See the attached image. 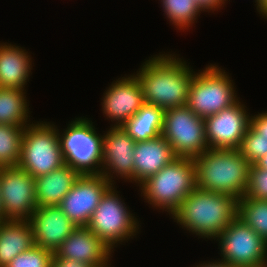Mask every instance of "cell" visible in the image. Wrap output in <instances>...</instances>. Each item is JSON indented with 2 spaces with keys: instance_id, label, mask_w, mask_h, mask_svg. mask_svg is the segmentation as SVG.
Wrapping results in <instances>:
<instances>
[{
  "instance_id": "6da1fadb",
  "label": "cell",
  "mask_w": 267,
  "mask_h": 267,
  "mask_svg": "<svg viewBox=\"0 0 267 267\" xmlns=\"http://www.w3.org/2000/svg\"><path fill=\"white\" fill-rule=\"evenodd\" d=\"M175 54L153 55L135 75L141 84L146 104L163 110L186 106L195 71Z\"/></svg>"
},
{
  "instance_id": "7a4b0ae2",
  "label": "cell",
  "mask_w": 267,
  "mask_h": 267,
  "mask_svg": "<svg viewBox=\"0 0 267 267\" xmlns=\"http://www.w3.org/2000/svg\"><path fill=\"white\" fill-rule=\"evenodd\" d=\"M236 214L237 200L234 197L195 188L182 200L172 218L199 238L215 239Z\"/></svg>"
},
{
  "instance_id": "3957f363",
  "label": "cell",
  "mask_w": 267,
  "mask_h": 267,
  "mask_svg": "<svg viewBox=\"0 0 267 267\" xmlns=\"http://www.w3.org/2000/svg\"><path fill=\"white\" fill-rule=\"evenodd\" d=\"M193 161L196 188L236 200L245 196L251 164L239 149L208 148Z\"/></svg>"
},
{
  "instance_id": "277c9868",
  "label": "cell",
  "mask_w": 267,
  "mask_h": 267,
  "mask_svg": "<svg viewBox=\"0 0 267 267\" xmlns=\"http://www.w3.org/2000/svg\"><path fill=\"white\" fill-rule=\"evenodd\" d=\"M139 187L146 202L172 216L182 200L196 188L194 161L192 158L177 157Z\"/></svg>"
},
{
  "instance_id": "5b68a950",
  "label": "cell",
  "mask_w": 267,
  "mask_h": 267,
  "mask_svg": "<svg viewBox=\"0 0 267 267\" xmlns=\"http://www.w3.org/2000/svg\"><path fill=\"white\" fill-rule=\"evenodd\" d=\"M64 164L58 127L46 121L28 124L23 131L18 167L37 178Z\"/></svg>"
},
{
  "instance_id": "8992f818",
  "label": "cell",
  "mask_w": 267,
  "mask_h": 267,
  "mask_svg": "<svg viewBox=\"0 0 267 267\" xmlns=\"http://www.w3.org/2000/svg\"><path fill=\"white\" fill-rule=\"evenodd\" d=\"M230 78L225 70L215 64L198 71L192 79L186 106L201 118L232 106L240 97H237Z\"/></svg>"
},
{
  "instance_id": "52a82bcc",
  "label": "cell",
  "mask_w": 267,
  "mask_h": 267,
  "mask_svg": "<svg viewBox=\"0 0 267 267\" xmlns=\"http://www.w3.org/2000/svg\"><path fill=\"white\" fill-rule=\"evenodd\" d=\"M112 185L102 196L87 227L112 251L138 233L139 221L125 206L123 198Z\"/></svg>"
},
{
  "instance_id": "ba28073f",
  "label": "cell",
  "mask_w": 267,
  "mask_h": 267,
  "mask_svg": "<svg viewBox=\"0 0 267 267\" xmlns=\"http://www.w3.org/2000/svg\"><path fill=\"white\" fill-rule=\"evenodd\" d=\"M58 135L64 162L80 174H100L102 164V137L93 122L78 117Z\"/></svg>"
},
{
  "instance_id": "9c48e42d",
  "label": "cell",
  "mask_w": 267,
  "mask_h": 267,
  "mask_svg": "<svg viewBox=\"0 0 267 267\" xmlns=\"http://www.w3.org/2000/svg\"><path fill=\"white\" fill-rule=\"evenodd\" d=\"M214 240L221 262L232 267H267V242L237 216Z\"/></svg>"
},
{
  "instance_id": "30bf717a",
  "label": "cell",
  "mask_w": 267,
  "mask_h": 267,
  "mask_svg": "<svg viewBox=\"0 0 267 267\" xmlns=\"http://www.w3.org/2000/svg\"><path fill=\"white\" fill-rule=\"evenodd\" d=\"M161 135L171 145L176 157H198L208 149L204 118L187 106L164 110Z\"/></svg>"
},
{
  "instance_id": "8fae6325",
  "label": "cell",
  "mask_w": 267,
  "mask_h": 267,
  "mask_svg": "<svg viewBox=\"0 0 267 267\" xmlns=\"http://www.w3.org/2000/svg\"><path fill=\"white\" fill-rule=\"evenodd\" d=\"M0 201L5 220H29L37 208L35 178L17 167H0Z\"/></svg>"
},
{
  "instance_id": "7c38bea8",
  "label": "cell",
  "mask_w": 267,
  "mask_h": 267,
  "mask_svg": "<svg viewBox=\"0 0 267 267\" xmlns=\"http://www.w3.org/2000/svg\"><path fill=\"white\" fill-rule=\"evenodd\" d=\"M112 185L101 174H80L58 206L75 225L87 226L102 196Z\"/></svg>"
},
{
  "instance_id": "4fadbf2b",
  "label": "cell",
  "mask_w": 267,
  "mask_h": 267,
  "mask_svg": "<svg viewBox=\"0 0 267 267\" xmlns=\"http://www.w3.org/2000/svg\"><path fill=\"white\" fill-rule=\"evenodd\" d=\"M251 116L238 100L219 113L204 118L208 148L239 149Z\"/></svg>"
},
{
  "instance_id": "5bb4252c",
  "label": "cell",
  "mask_w": 267,
  "mask_h": 267,
  "mask_svg": "<svg viewBox=\"0 0 267 267\" xmlns=\"http://www.w3.org/2000/svg\"><path fill=\"white\" fill-rule=\"evenodd\" d=\"M111 128L102 137V164L100 174L111 184L117 176L134 182L135 141L122 126ZM115 174V176H114ZM114 176V177H113Z\"/></svg>"
},
{
  "instance_id": "9a60e30c",
  "label": "cell",
  "mask_w": 267,
  "mask_h": 267,
  "mask_svg": "<svg viewBox=\"0 0 267 267\" xmlns=\"http://www.w3.org/2000/svg\"><path fill=\"white\" fill-rule=\"evenodd\" d=\"M119 79L104 91L101 103L103 115L114 121L111 126L115 127L122 126L145 104L142 87L135 74Z\"/></svg>"
},
{
  "instance_id": "2e32d148",
  "label": "cell",
  "mask_w": 267,
  "mask_h": 267,
  "mask_svg": "<svg viewBox=\"0 0 267 267\" xmlns=\"http://www.w3.org/2000/svg\"><path fill=\"white\" fill-rule=\"evenodd\" d=\"M35 245L53 253L78 227L58 205L37 207L29 219Z\"/></svg>"
},
{
  "instance_id": "e0dca14e",
  "label": "cell",
  "mask_w": 267,
  "mask_h": 267,
  "mask_svg": "<svg viewBox=\"0 0 267 267\" xmlns=\"http://www.w3.org/2000/svg\"><path fill=\"white\" fill-rule=\"evenodd\" d=\"M112 252L87 226H79L62 242L53 255L84 262L94 267H105L111 265L109 262Z\"/></svg>"
},
{
  "instance_id": "ac0fdd59",
  "label": "cell",
  "mask_w": 267,
  "mask_h": 267,
  "mask_svg": "<svg viewBox=\"0 0 267 267\" xmlns=\"http://www.w3.org/2000/svg\"><path fill=\"white\" fill-rule=\"evenodd\" d=\"M133 157L134 182L138 186L177 158L171 145L162 135L155 139L136 142Z\"/></svg>"
},
{
  "instance_id": "d6986e66",
  "label": "cell",
  "mask_w": 267,
  "mask_h": 267,
  "mask_svg": "<svg viewBox=\"0 0 267 267\" xmlns=\"http://www.w3.org/2000/svg\"><path fill=\"white\" fill-rule=\"evenodd\" d=\"M32 66L31 56L23 47L0 43V88L25 90Z\"/></svg>"
},
{
  "instance_id": "ffe728a7",
  "label": "cell",
  "mask_w": 267,
  "mask_h": 267,
  "mask_svg": "<svg viewBox=\"0 0 267 267\" xmlns=\"http://www.w3.org/2000/svg\"><path fill=\"white\" fill-rule=\"evenodd\" d=\"M80 173L70 165L35 178V199L37 207L59 205L70 191Z\"/></svg>"
},
{
  "instance_id": "44dd1931",
  "label": "cell",
  "mask_w": 267,
  "mask_h": 267,
  "mask_svg": "<svg viewBox=\"0 0 267 267\" xmlns=\"http://www.w3.org/2000/svg\"><path fill=\"white\" fill-rule=\"evenodd\" d=\"M34 245L29 220H4L0 223V267H7L15 257Z\"/></svg>"
},
{
  "instance_id": "7402d4cb",
  "label": "cell",
  "mask_w": 267,
  "mask_h": 267,
  "mask_svg": "<svg viewBox=\"0 0 267 267\" xmlns=\"http://www.w3.org/2000/svg\"><path fill=\"white\" fill-rule=\"evenodd\" d=\"M164 110L144 104L122 127L135 142L155 139L161 135Z\"/></svg>"
},
{
  "instance_id": "603a6c76",
  "label": "cell",
  "mask_w": 267,
  "mask_h": 267,
  "mask_svg": "<svg viewBox=\"0 0 267 267\" xmlns=\"http://www.w3.org/2000/svg\"><path fill=\"white\" fill-rule=\"evenodd\" d=\"M26 90L0 88V124L27 126L29 105Z\"/></svg>"
},
{
  "instance_id": "cb8c5ba5",
  "label": "cell",
  "mask_w": 267,
  "mask_h": 267,
  "mask_svg": "<svg viewBox=\"0 0 267 267\" xmlns=\"http://www.w3.org/2000/svg\"><path fill=\"white\" fill-rule=\"evenodd\" d=\"M236 216L267 242V200L241 197Z\"/></svg>"
},
{
  "instance_id": "d4e9b609",
  "label": "cell",
  "mask_w": 267,
  "mask_h": 267,
  "mask_svg": "<svg viewBox=\"0 0 267 267\" xmlns=\"http://www.w3.org/2000/svg\"><path fill=\"white\" fill-rule=\"evenodd\" d=\"M26 126L0 124V167H17Z\"/></svg>"
},
{
  "instance_id": "484cf974",
  "label": "cell",
  "mask_w": 267,
  "mask_h": 267,
  "mask_svg": "<svg viewBox=\"0 0 267 267\" xmlns=\"http://www.w3.org/2000/svg\"><path fill=\"white\" fill-rule=\"evenodd\" d=\"M161 3L168 20L183 31L191 28L202 11L195 0H161Z\"/></svg>"
},
{
  "instance_id": "4316f807",
  "label": "cell",
  "mask_w": 267,
  "mask_h": 267,
  "mask_svg": "<svg viewBox=\"0 0 267 267\" xmlns=\"http://www.w3.org/2000/svg\"><path fill=\"white\" fill-rule=\"evenodd\" d=\"M239 150L253 165L267 154V139L261 137V134L250 125L242 139Z\"/></svg>"
},
{
  "instance_id": "83f0119b",
  "label": "cell",
  "mask_w": 267,
  "mask_h": 267,
  "mask_svg": "<svg viewBox=\"0 0 267 267\" xmlns=\"http://www.w3.org/2000/svg\"><path fill=\"white\" fill-rule=\"evenodd\" d=\"M53 252L34 245L20 253L7 267H52Z\"/></svg>"
},
{
  "instance_id": "f1b7e54d",
  "label": "cell",
  "mask_w": 267,
  "mask_h": 267,
  "mask_svg": "<svg viewBox=\"0 0 267 267\" xmlns=\"http://www.w3.org/2000/svg\"><path fill=\"white\" fill-rule=\"evenodd\" d=\"M245 196L267 200V170L260 169L255 164L250 165Z\"/></svg>"
},
{
  "instance_id": "f546056e",
  "label": "cell",
  "mask_w": 267,
  "mask_h": 267,
  "mask_svg": "<svg viewBox=\"0 0 267 267\" xmlns=\"http://www.w3.org/2000/svg\"><path fill=\"white\" fill-rule=\"evenodd\" d=\"M250 125L261 134V137L267 139V111L251 115Z\"/></svg>"
},
{
  "instance_id": "4dcf8cb0",
  "label": "cell",
  "mask_w": 267,
  "mask_h": 267,
  "mask_svg": "<svg viewBox=\"0 0 267 267\" xmlns=\"http://www.w3.org/2000/svg\"><path fill=\"white\" fill-rule=\"evenodd\" d=\"M52 267H94L84 262L52 256Z\"/></svg>"
},
{
  "instance_id": "1f68e13d",
  "label": "cell",
  "mask_w": 267,
  "mask_h": 267,
  "mask_svg": "<svg viewBox=\"0 0 267 267\" xmlns=\"http://www.w3.org/2000/svg\"><path fill=\"white\" fill-rule=\"evenodd\" d=\"M226 0H195V3L199 6L202 12H214L216 9L224 7Z\"/></svg>"
},
{
  "instance_id": "d6a6232c",
  "label": "cell",
  "mask_w": 267,
  "mask_h": 267,
  "mask_svg": "<svg viewBox=\"0 0 267 267\" xmlns=\"http://www.w3.org/2000/svg\"><path fill=\"white\" fill-rule=\"evenodd\" d=\"M256 8L261 16L267 18V0H258Z\"/></svg>"
},
{
  "instance_id": "836d02e7",
  "label": "cell",
  "mask_w": 267,
  "mask_h": 267,
  "mask_svg": "<svg viewBox=\"0 0 267 267\" xmlns=\"http://www.w3.org/2000/svg\"><path fill=\"white\" fill-rule=\"evenodd\" d=\"M208 262V263H207ZM206 263H201L197 265L196 267H232L231 265L221 262L219 260H215L214 262L207 261Z\"/></svg>"
},
{
  "instance_id": "e575fe53",
  "label": "cell",
  "mask_w": 267,
  "mask_h": 267,
  "mask_svg": "<svg viewBox=\"0 0 267 267\" xmlns=\"http://www.w3.org/2000/svg\"><path fill=\"white\" fill-rule=\"evenodd\" d=\"M255 165L260 169L267 170V154L260 158Z\"/></svg>"
},
{
  "instance_id": "d590c367",
  "label": "cell",
  "mask_w": 267,
  "mask_h": 267,
  "mask_svg": "<svg viewBox=\"0 0 267 267\" xmlns=\"http://www.w3.org/2000/svg\"><path fill=\"white\" fill-rule=\"evenodd\" d=\"M4 220H5V218H4L3 213H2V209H1V201H0V223H1L2 221H4Z\"/></svg>"
}]
</instances>
